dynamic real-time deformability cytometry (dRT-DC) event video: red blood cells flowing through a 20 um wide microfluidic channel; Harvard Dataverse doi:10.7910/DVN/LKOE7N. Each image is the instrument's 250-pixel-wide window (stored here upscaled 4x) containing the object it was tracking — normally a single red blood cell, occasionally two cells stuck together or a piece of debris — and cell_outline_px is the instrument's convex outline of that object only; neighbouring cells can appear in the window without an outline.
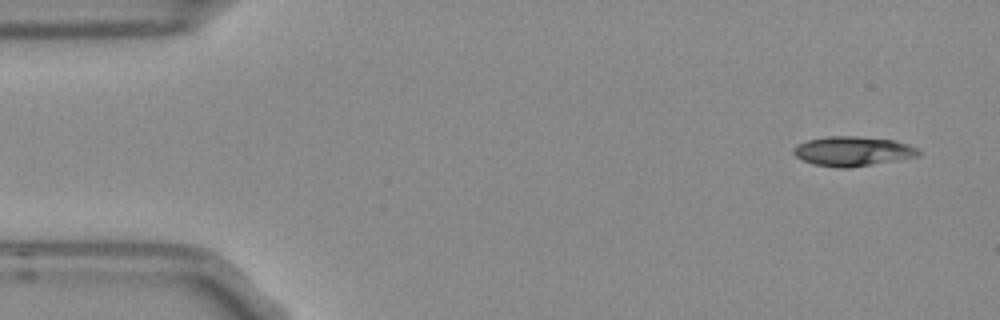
{"species": "Egyptian fruit bat (a non-hibernating species)", "species_latin": "Rousettus aegyptiacus", "temperature_condition": "room temperature", "stored_images_in_passage": 4, "camera_frame_rate_fps": 3000, "um_per_image_px": 0.085, "frame": {"image": 1, "passage_image": 1, "time_ms": 0.0, "image_size_px": [1000, 320], "cell_outline_px": [[920, 156], [848, 168], [836, 168], [812, 164], [796, 156], [792, 152], [792, 148], [796, 144], [808, 140], [828, 136], [856, 136], [896, 140], [908, 144], [916, 148], [920, 152]], "centroid_in_image_um": [72.46, 12.85], "position_along_channel_um": 12.5, "area_um2": 21.62}}
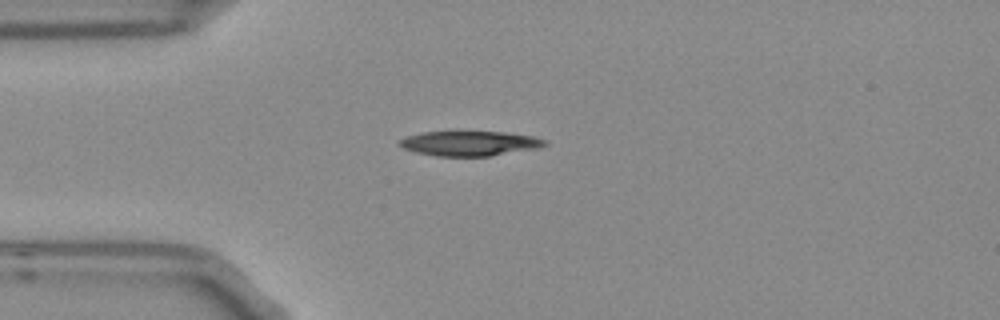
{"frame": {"image": 2, "passage_image": 4, "time_ms": 1.0, "image_size_px": [1000, 320], "cell_outline_px": [[548, 144], [540, 148], [488, 156], [436, 156], [416, 152], [404, 148], [396, 144], [400, 140], [408, 136], [424, 132], [456, 128], [460, 128], [504, 132], [532, 136], [548, 140]], "centroid_in_image_um": [39.92, 12.13], "position_along_channel_um": 45.1, "area_um2": 22.14}}